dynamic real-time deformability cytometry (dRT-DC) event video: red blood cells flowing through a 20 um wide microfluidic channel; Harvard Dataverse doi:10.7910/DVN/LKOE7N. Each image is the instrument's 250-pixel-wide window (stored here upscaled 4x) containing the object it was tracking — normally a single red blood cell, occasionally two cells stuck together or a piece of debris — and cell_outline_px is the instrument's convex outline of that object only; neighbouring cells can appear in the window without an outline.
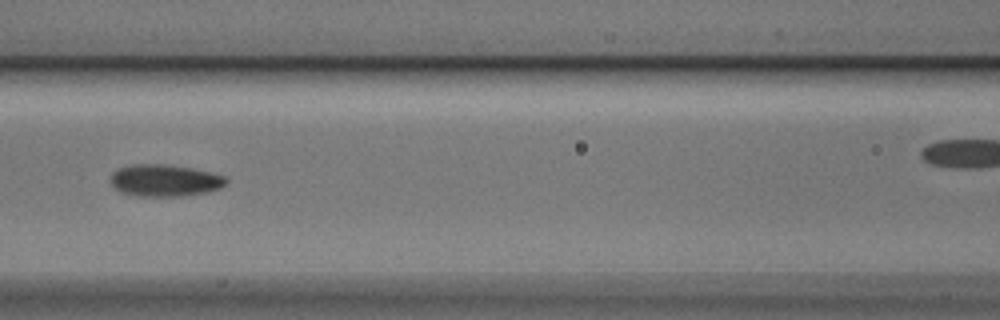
{"species": "Egyptian fruit bat (a non-hibernating species)", "species_latin": "Rousettus aegyptiacus", "temperature_condition": "cold", "stored_images_in_passage": 10, "segment_of_instrument_passage": [1, 2], "camera_frame_rate_fps": 3000, "um_per_image_px": 0.085, "animal": {"sex": "male"}, "frame": {"image": 1, "passage_image": 6, "time_ms": 1.667, "image_size_px": [1000, 320], "cell_outline_px": [[228, 184], [220, 188], [208, 192], [184, 196], [140, 196], [124, 192], [116, 188], [112, 184], [112, 172], [120, 168], [132, 164], [164, 164], [192, 168], [224, 176], [228, 180]], "centroid_in_image_um": [14.06, 15.34], "position_along_channel_um": 152.5, "area_um2": 21.33}}
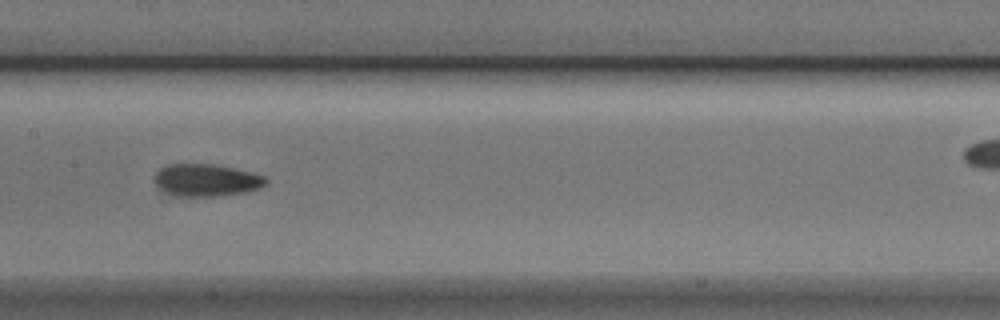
{"frame": {"image": 2, "passage_image": 7, "time_ms": 2.0, "image_size_px": [1000, 320], "cell_outline_px": [[268, 184], [260, 188], [244, 192], [220, 196], [172, 196], [156, 188], [152, 176], [160, 168], [168, 164], [212, 164], [232, 168], [264, 176], [268, 180]], "centroid_in_image_um": [17.46, 15.33], "position_along_channel_um": 189.9, "area_um2": 21.21}}
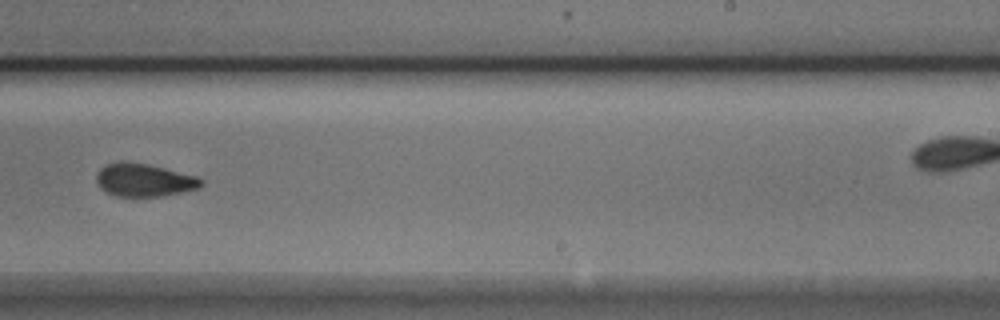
{"frame": {"image": 3, "passage_image": 9, "time_ms": 2.667, "image_size_px": [1000, 320], "cell_outline_px": [[204, 184], [200, 188], [160, 196], [116, 196], [100, 188], [96, 180], [96, 172], [100, 168], [108, 164], [120, 160], [124, 160], [148, 164], [196, 176], [204, 180]], "centroid_in_image_um": [12.23, 15.29], "position_along_channel_um": 276.8, "area_um2": 20.17}}